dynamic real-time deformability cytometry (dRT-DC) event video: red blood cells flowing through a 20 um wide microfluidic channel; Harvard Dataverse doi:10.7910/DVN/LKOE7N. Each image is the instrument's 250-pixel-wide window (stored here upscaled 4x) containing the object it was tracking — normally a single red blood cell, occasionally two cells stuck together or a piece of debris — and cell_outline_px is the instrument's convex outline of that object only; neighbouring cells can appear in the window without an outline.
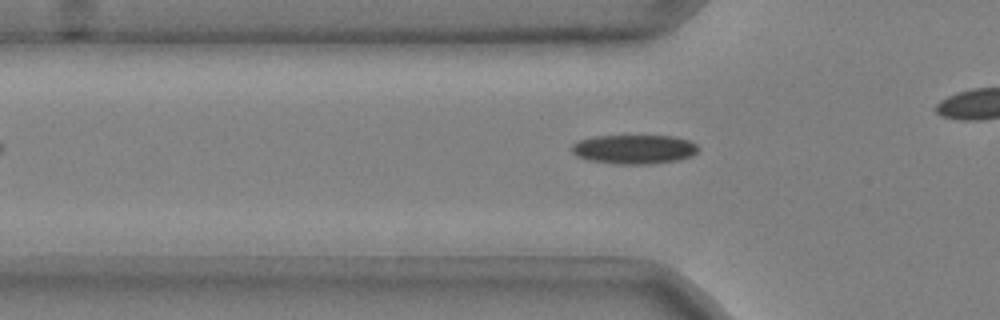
{"species": "common noctule bat (a hibernating species)", "species_latin": "Nyctalus noctula", "temperature_condition": "cold", "stored_images_in_passage": 31, "camera_frame_rate_fps": 3000, "um_per_image_px": 0.085, "animal": {"sex": "male", "body_mass_g": 20.4}, "frame": {"image": 1, "passage_image": 5, "time_ms": 1.333, "image_size_px": [1000, 320], "cell_outline_px": [[700, 148], [692, 156], [680, 160], [652, 164], [616, 164], [588, 160], [576, 156], [572, 152], [572, 144], [580, 140], [596, 136], [672, 136], [688, 140], [696, 144]], "centroid_in_image_um": [53.92, 12.7], "position_along_channel_um": 71.9, "area_um2": 21.62}}
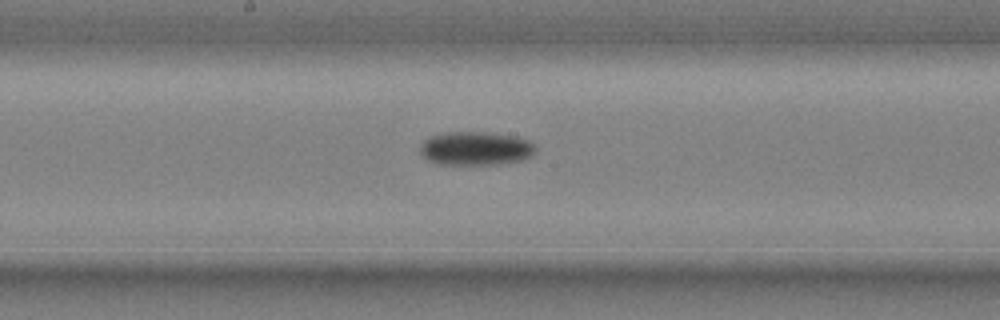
{"frame": {"image": 2, "passage_image": 16, "time_ms": 5.0, "image_size_px": [1000, 320], "cell_outline_px": [[536, 152], [532, 156], [524, 160], [500, 164], [440, 164], [428, 160], [420, 152], [420, 144], [428, 136], [444, 132], [484, 132], [516, 136], [528, 140], [536, 144]], "centroid_in_image_um": [40.46, 12.61], "position_along_channel_um": 207.7, "area_um2": 22.95}}
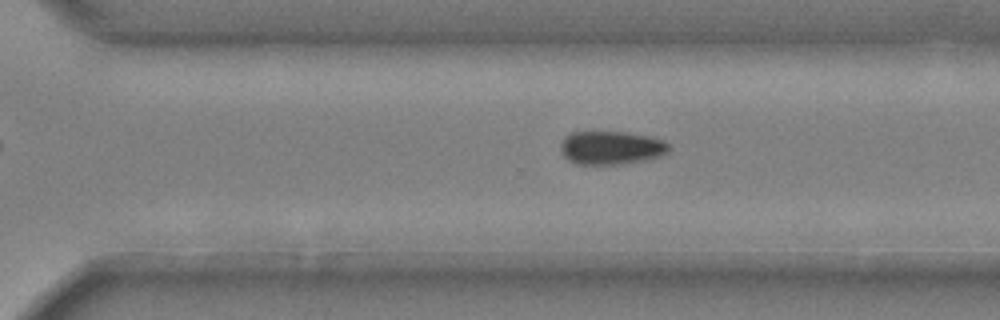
{"frame": {"image": 3, "passage_image": 25, "time_ms": 8.0, "image_size_px": [1000, 320], "cell_outline_px": [[668, 152], [664, 156], [648, 160], [624, 164], [576, 164], [568, 160], [564, 156], [560, 148], [560, 144], [564, 136], [572, 132], [628, 132], [648, 136], [664, 140], [668, 144]], "centroid_in_image_um": [51.96, 12.56], "position_along_channel_um": 318.6, "area_um2": 21.39}}